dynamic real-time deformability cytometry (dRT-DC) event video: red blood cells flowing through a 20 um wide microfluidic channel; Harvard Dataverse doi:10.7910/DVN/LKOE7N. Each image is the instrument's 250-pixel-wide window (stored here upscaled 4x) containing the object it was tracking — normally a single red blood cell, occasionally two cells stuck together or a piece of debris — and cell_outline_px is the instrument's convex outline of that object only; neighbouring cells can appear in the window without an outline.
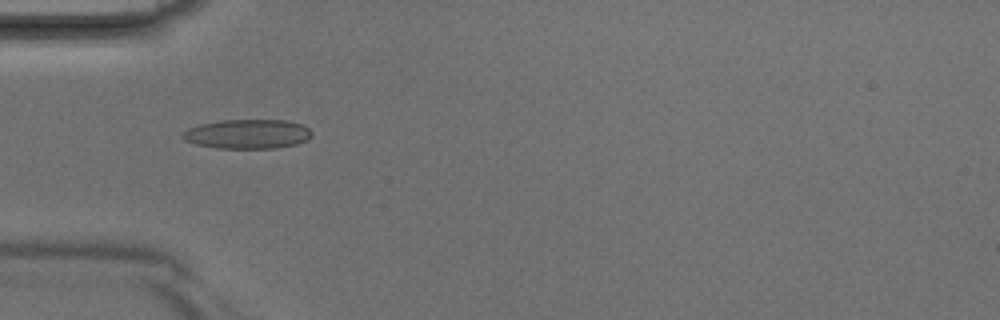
{"species": "Egyptian fruit bat (a non-hibernating species)", "species_latin": "Rousettus aegyptiacus", "temperature_condition": "room temperature", "stored_images_in_passage": 4, "camera_frame_rate_fps": 3000, "um_per_image_px": 0.085, "animal": {"sex": "male"}, "frame": {"image": 1, "passage_image": 3, "time_ms": 0.667, "image_size_px": [1000, 320], "cell_outline_px": [[312, 136], [308, 140], [296, 144], [276, 148], [216, 148], [196, 144], [184, 140], [180, 136], [188, 128], [200, 124], [220, 120], [284, 120], [304, 124], [312, 132]], "centroid_in_image_um": [21.06, 11.39], "position_along_channel_um": 63.9, "area_um2": 22.25}}